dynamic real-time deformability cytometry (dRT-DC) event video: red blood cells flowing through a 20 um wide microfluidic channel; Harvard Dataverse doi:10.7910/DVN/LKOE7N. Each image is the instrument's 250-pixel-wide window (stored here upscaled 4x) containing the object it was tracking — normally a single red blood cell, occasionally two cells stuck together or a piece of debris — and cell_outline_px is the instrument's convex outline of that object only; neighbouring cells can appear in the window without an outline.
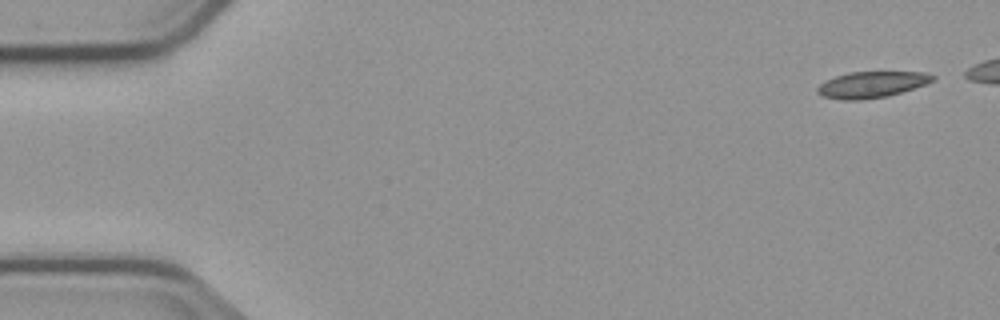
{"species": "common noctule bat (a hibernating species)", "species_latin": "Nyctalus noctula", "temperature_condition": "cold", "stored_images_in_passage": 5, "camera_frame_rate_fps": 3000, "um_per_image_px": 0.085, "animal": {"sex": "male", "body_mass_g": 23.1, "forearm_length_mm": 52.7}, "frame": {"image": 1, "passage_image": 1, "time_ms": 0.0, "image_size_px": [1000, 320], "cell_outline_px": [[936, 80], [888, 96], [860, 100], [844, 100], [824, 96], [816, 92], [816, 88], [820, 84], [836, 76], [848, 72], [924, 72], [936, 76]], "centroid_in_image_um": [74.09, 7.18], "position_along_channel_um": 10.9, "area_um2": 17.4}}